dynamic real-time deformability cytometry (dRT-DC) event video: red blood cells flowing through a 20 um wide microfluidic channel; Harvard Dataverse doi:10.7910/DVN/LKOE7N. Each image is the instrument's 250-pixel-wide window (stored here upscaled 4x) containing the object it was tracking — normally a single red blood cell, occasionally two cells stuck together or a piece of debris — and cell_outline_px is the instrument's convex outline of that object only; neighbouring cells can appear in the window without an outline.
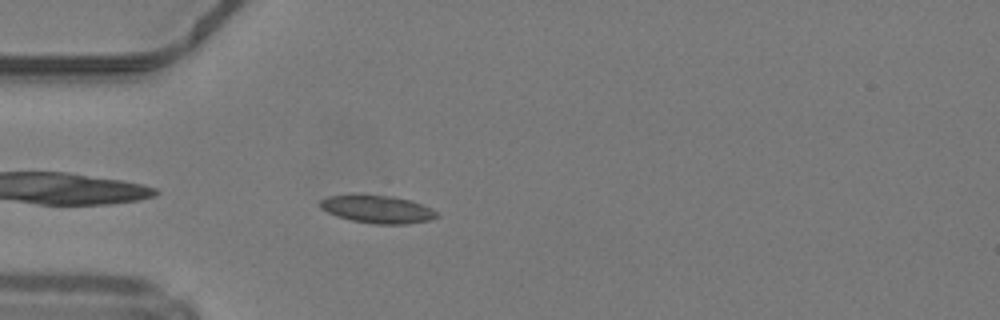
{"species": "common noctule bat (a hibernating species)", "species_latin": "Nyctalus noctula", "temperature_condition": "warm", "stored_images_in_passage": 35, "camera_frame_rate_fps": 3000, "um_per_image_px": 0.085, "animal": {"sex": "male", "body_mass_g": 19.2, "forearm_length_mm": 51.8}, "frame": {"image": 1, "passage_image": 2, "time_ms": 0.333, "image_size_px": [1000, 320], "cell_outline_px": [[440, 216], [428, 220], [408, 224], [372, 224], [352, 220], [336, 216], [320, 208], [320, 200], [328, 196], [392, 196], [412, 200], [432, 208]], "centroid_in_image_um": [32.12, 17.81], "position_along_channel_um": 52.9, "area_um2": 18.61}}
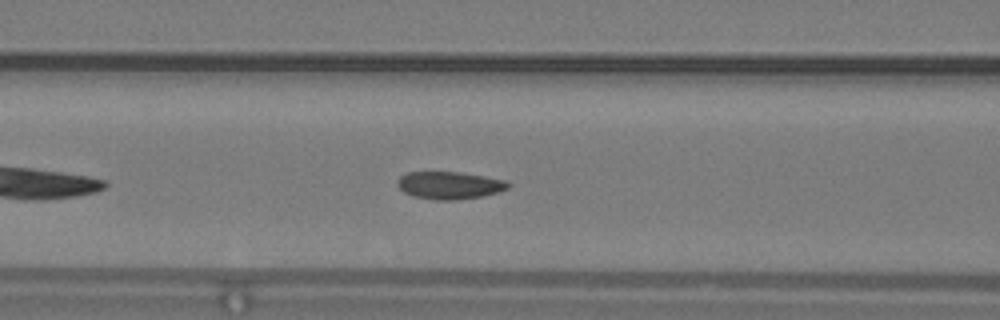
{"frame": {"image": 2, "passage_image": 8, "time_ms": 2.333, "image_size_px": [1000, 320], "cell_outline_px": [[512, 184], [508, 188], [500, 192], [480, 196], [456, 200], [436, 200], [416, 196], [404, 192], [396, 184], [396, 180], [400, 176], [408, 172], [460, 172], [484, 176], [504, 180]], "centroid_in_image_um": [38.21, 15.74], "position_along_channel_um": 128.4, "area_um2": 17.69}}
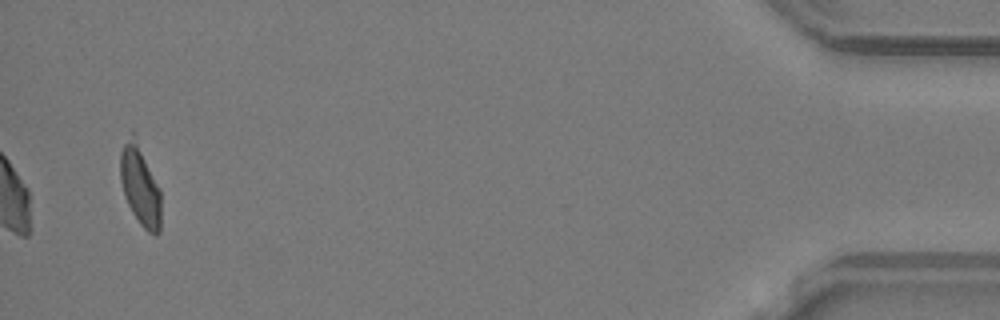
{"frame": {"image": 3, "passage_image": 35, "time_ms": 11.333, "image_size_px": [1000, 320], "cell_outline_px": [[160, 232], [156, 236], [148, 232], [140, 224], [132, 212], [124, 196], [120, 180], [120, 152], [132, 128], [136, 132], [160, 188]], "centroid_in_image_um": [11.91, 15.68], "position_along_channel_um": 423.3, "area_um2": 19.65}, "authors_computed_cell_mechanics": {"area_um2": 18.207, "velocity_mm_per_s": 4.2136, "shape_relaxation_time_tau1_ms": 3.8269, "shape_relaxation_time_tau2_ms": 0.8383, "deformation_change_tau1": 0.1278, "deformation_change_tau2": 0.0578}}